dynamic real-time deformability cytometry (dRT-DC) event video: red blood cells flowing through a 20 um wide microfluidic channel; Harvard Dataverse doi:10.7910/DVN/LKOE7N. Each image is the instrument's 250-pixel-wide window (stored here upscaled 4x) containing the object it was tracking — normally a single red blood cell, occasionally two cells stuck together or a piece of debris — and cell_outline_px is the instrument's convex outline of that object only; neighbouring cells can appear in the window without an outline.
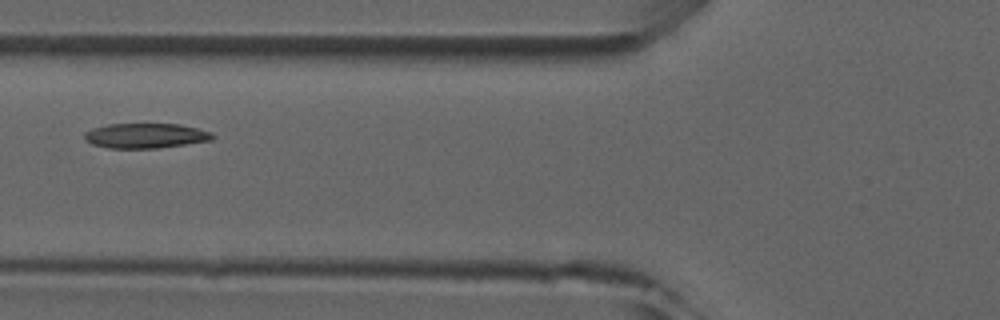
{"species": "common noctule bat (a hibernating species)", "species_latin": "Nyctalus noctula", "temperature_condition": "room temperature", "stored_images_in_passage": 4, "camera_frame_rate_fps": 3000, "um_per_image_px": 0.085, "animal": {"sex": "male", "forearm_length_mm": 52.5}, "frame": {"image": 1, "passage_image": 2, "time_ms": 1.333, "image_size_px": [1000, 320], "cell_outline_px": [[216, 136], [212, 140], [156, 148], [108, 148], [92, 144], [84, 140], [84, 132], [92, 128], [108, 124], [180, 124], [212, 132]], "centroid_in_image_um": [12.35, 11.53], "position_along_channel_um": 113.4, "area_um2": 18.61}}
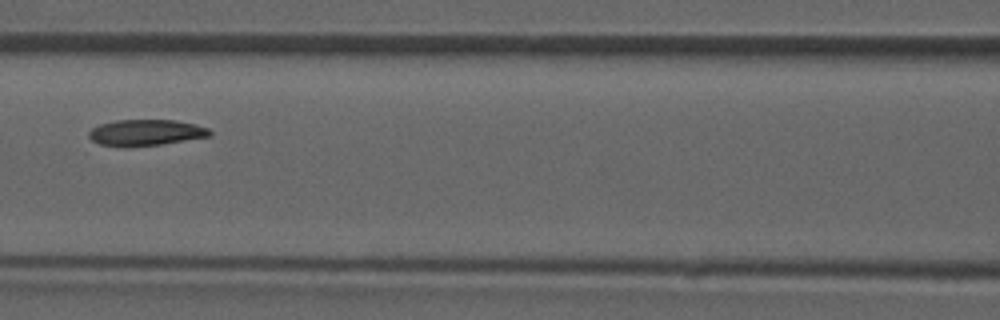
{"frame": {"image": 2, "passage_image": 3, "time_ms": 2.333, "image_size_px": [1000, 320], "cell_outline_px": [[212, 136], [160, 144], [100, 144], [92, 140], [88, 136], [88, 132], [92, 128], [100, 124], [116, 120], [176, 120], [196, 124], [208, 128], [212, 132]], "centroid_in_image_um": [12.46, 11.22], "position_along_channel_um": 154.1, "area_um2": 17.74}}